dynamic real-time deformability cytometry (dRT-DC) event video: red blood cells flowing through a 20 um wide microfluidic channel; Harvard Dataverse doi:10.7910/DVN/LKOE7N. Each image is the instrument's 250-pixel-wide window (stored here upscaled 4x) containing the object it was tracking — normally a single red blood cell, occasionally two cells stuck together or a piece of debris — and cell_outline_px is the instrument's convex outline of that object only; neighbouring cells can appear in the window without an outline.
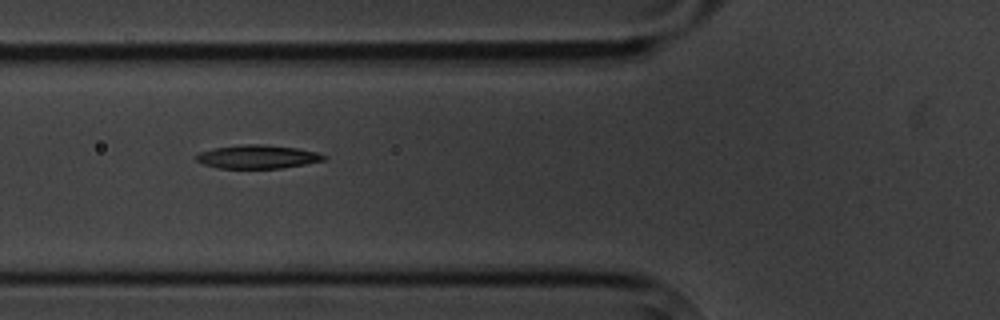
{"species": "common noctule bat (a hibernating species)", "species_latin": "Nyctalus noctula", "temperature_condition": "cold", "stored_images_in_passage": 11, "camera_frame_rate_fps": 3000, "um_per_image_px": 0.085, "animal": {"sex": "male", "body_mass_g": 20.1, "forearm_length_mm": 53.5}, "frame": {"image": 1, "passage_image": 2, "time_ms": 2.0, "image_size_px": [1000, 320], "cell_outline_px": [[328, 156], [324, 160], [304, 164], [280, 168], [216, 168], [204, 164], [196, 160], [196, 156], [200, 152], [212, 148], [244, 144], [260, 144], [296, 148], [316, 152]], "centroid_in_image_um": [21.87, 13.32], "position_along_channel_um": 103.9, "area_um2": 17.34}}
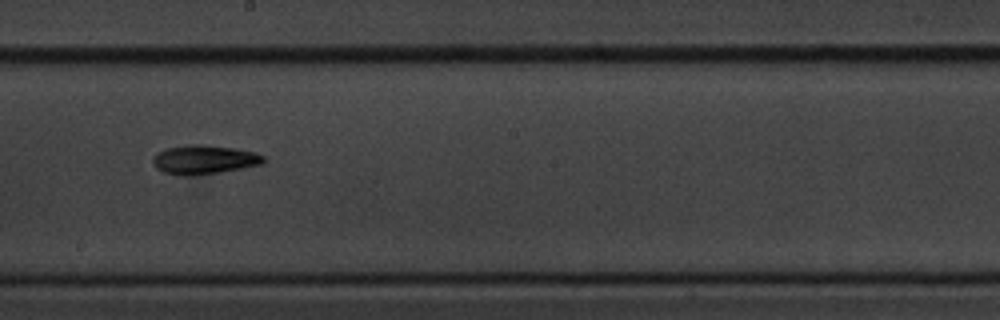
{"frame": {"image": 2, "passage_image": 5, "time_ms": 5.667, "image_size_px": [1000, 320], "cell_outline_px": [[264, 164], [244, 168], [220, 172], [184, 176], [180, 176], [164, 172], [156, 168], [152, 164], [152, 156], [156, 152], [168, 148], [192, 144], [200, 144], [236, 148], [256, 152], [264, 156]], "centroid_in_image_um": [17.35, 13.56], "position_along_channel_um": 230.9, "area_um2": 18.9}}
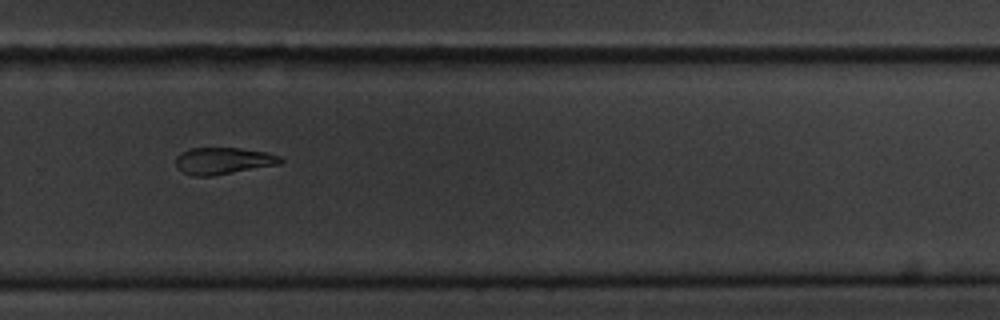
{"frame": {"image": 3, "passage_image": 7, "time_ms": 8.0, "image_size_px": [1000, 320], "cell_outline_px": [[284, 160], [280, 164], [212, 176], [196, 176], [184, 172], [176, 168], [176, 156], [180, 152], [192, 148], [240, 148], [268, 152], [280, 156]], "centroid_in_image_um": [18.98, 13.66], "position_along_channel_um": 310.8, "area_um2": 16.42}}